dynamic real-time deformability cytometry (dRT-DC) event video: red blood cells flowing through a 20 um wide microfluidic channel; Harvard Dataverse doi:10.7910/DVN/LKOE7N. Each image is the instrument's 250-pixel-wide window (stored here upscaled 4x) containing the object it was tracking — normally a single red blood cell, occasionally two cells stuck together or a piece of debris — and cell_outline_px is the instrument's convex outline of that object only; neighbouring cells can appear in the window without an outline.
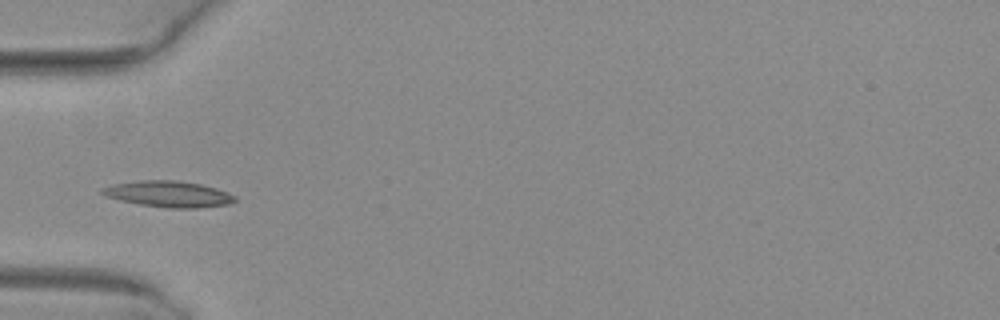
{"species": "common noctule bat (a hibernating species)", "species_latin": "Nyctalus noctula", "temperature_condition": "warm", "stored_images_in_passage": 3, "camera_frame_rate_fps": 3000, "um_per_image_px": 0.085, "animal": {"sex": "female", "body_mass_g": 29.2, "forearm_length_mm": 56.3}, "frame": {"image": 1, "passage_image": 3, "time_ms": 0.667, "image_size_px": [1000, 320], "cell_outline_px": [[236, 200], [228, 204], [196, 208], [168, 208], [140, 204], [120, 200], [108, 196], [100, 192], [100, 188], [112, 184], [136, 180], [176, 180], [200, 184], [216, 188], [228, 192], [236, 196]], "centroid_in_image_um": [14.32, 16.48], "position_along_channel_um": 70.7, "area_um2": 20.17}}